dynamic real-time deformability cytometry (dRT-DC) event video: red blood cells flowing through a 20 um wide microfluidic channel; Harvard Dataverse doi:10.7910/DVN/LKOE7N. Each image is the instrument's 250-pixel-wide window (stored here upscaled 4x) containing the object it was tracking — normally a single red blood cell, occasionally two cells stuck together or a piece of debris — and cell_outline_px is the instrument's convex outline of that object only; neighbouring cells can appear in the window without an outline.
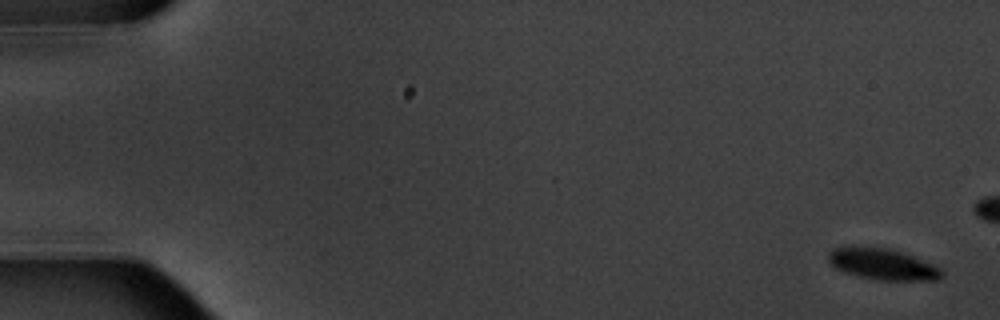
{"species": "common noctule bat (a hibernating species)", "species_latin": "Nyctalus noctula", "temperature_condition": "warm", "stored_images_in_passage": 5, "camera_frame_rate_fps": 3000, "um_per_image_px": 0.085, "animal": {"sex": "male", "body_mass_g": 20.1, "forearm_length_mm": 53.5}, "frame": {"image": 1, "passage_image": 1, "time_ms": 0.0, "image_size_px": [1000, 320], "cell_outline_px": [[944, 276], [940, 280], [876, 280], [856, 276], [844, 272], [836, 268], [828, 260], [828, 252], [836, 248], [892, 248], [916, 256], [940, 268], [944, 272]], "centroid_in_image_um": [75.1, 22.48], "position_along_channel_um": 9.9, "area_um2": 20.58}}